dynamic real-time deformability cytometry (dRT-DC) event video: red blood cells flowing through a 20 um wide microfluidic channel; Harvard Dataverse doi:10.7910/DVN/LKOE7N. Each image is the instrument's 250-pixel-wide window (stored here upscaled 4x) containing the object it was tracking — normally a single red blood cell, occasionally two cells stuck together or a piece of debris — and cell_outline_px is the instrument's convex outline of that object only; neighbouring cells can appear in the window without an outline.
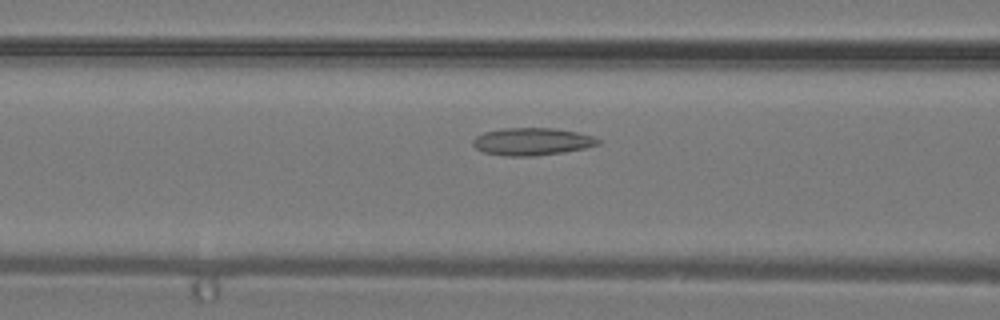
{"species": "common noctule bat (a hibernating species)", "species_latin": "Nyctalus noctula", "temperature_condition": "warm", "stored_images_in_passage": 39, "camera_frame_rate_fps": 3000, "um_per_image_px": 0.085, "animal": {"sex": "male", "body_mass_g": 19.2, "forearm_length_mm": 51.8}, "frame": {"image": 1, "passage_image": 17, "time_ms": 5.333, "image_size_px": [1000, 320], "cell_outline_px": [[600, 144], [584, 148], [564, 152], [536, 156], [504, 156], [484, 152], [476, 148], [472, 144], [472, 140], [476, 136], [484, 132], [504, 128], [556, 128], [576, 132], [592, 136], [600, 140]], "centroid_in_image_um": [45.2, 12.03], "position_along_channel_um": 121.4, "area_um2": 20.06}}
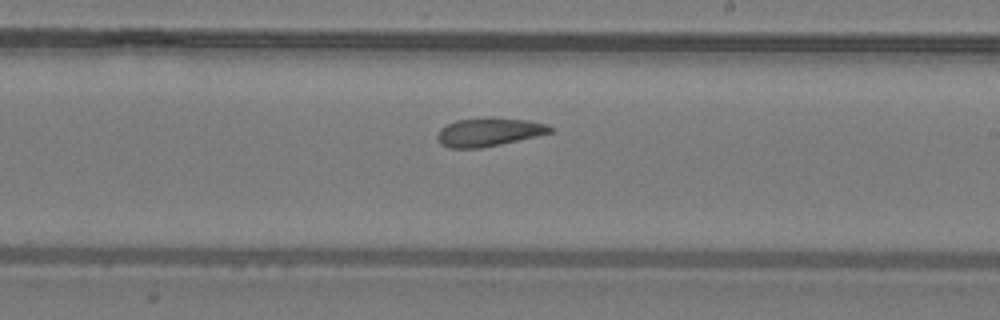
{"frame": {"image": 2, "passage_image": 24, "time_ms": 7.667, "image_size_px": [1000, 320], "cell_outline_px": [[552, 132], [536, 136], [500, 144], [480, 148], [452, 148], [440, 144], [436, 136], [440, 128], [456, 120], [484, 116], [492, 116], [528, 120], [544, 124], [552, 128]], "centroid_in_image_um": [41.51, 11.2], "position_along_channel_um": 247.5, "area_um2": 18.84}}
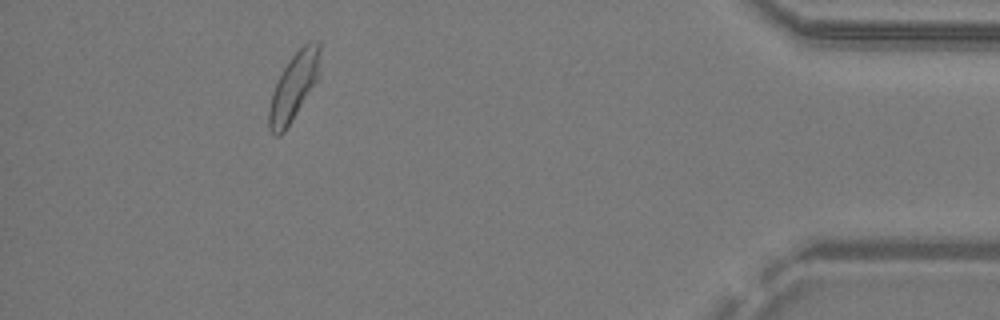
{"frame": {"image": 3, "passage_image": 36, "time_ms": 11.667, "image_size_px": [1000, 320], "cell_outline_px": [[320, 72], [316, 80], [284, 132], [280, 136], [276, 136], [268, 128], [268, 108], [272, 92], [288, 60], [304, 44], [316, 40], [320, 40]], "centroid_in_image_um": [24.96, 7.35], "position_along_channel_um": 410.2, "area_um2": 19.65}}